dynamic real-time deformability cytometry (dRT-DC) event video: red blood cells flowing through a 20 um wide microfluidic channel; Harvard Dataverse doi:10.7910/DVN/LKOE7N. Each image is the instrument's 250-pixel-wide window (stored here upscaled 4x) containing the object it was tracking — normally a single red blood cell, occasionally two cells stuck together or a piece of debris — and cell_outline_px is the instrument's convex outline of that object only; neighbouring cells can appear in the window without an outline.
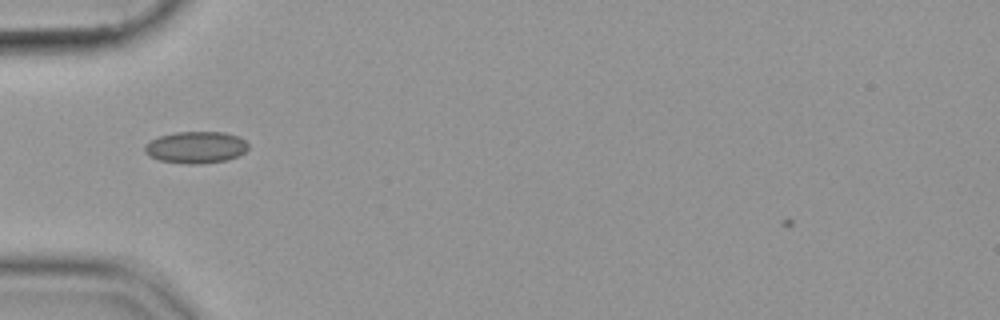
{"species": "common noctule bat (a hibernating species)", "species_latin": "Nyctalus noctula", "temperature_condition": "cold", "stored_images_in_passage": 38, "camera_frame_rate_fps": 3000, "um_per_image_px": 0.085, "animal": {"sex": "female", "body_mass_g": 19.9}, "frame": {"image": 1, "passage_image": 2, "time_ms": 0.333, "image_size_px": [1000, 320], "cell_outline_px": [[248, 148], [244, 152], [228, 160], [200, 164], [184, 164], [160, 160], [148, 156], [144, 152], [144, 144], [160, 136], [176, 132], [224, 132], [236, 136], [244, 140], [248, 144]], "centroid_in_image_um": [16.62, 12.53], "position_along_channel_um": 68.4, "area_um2": 19.19}}
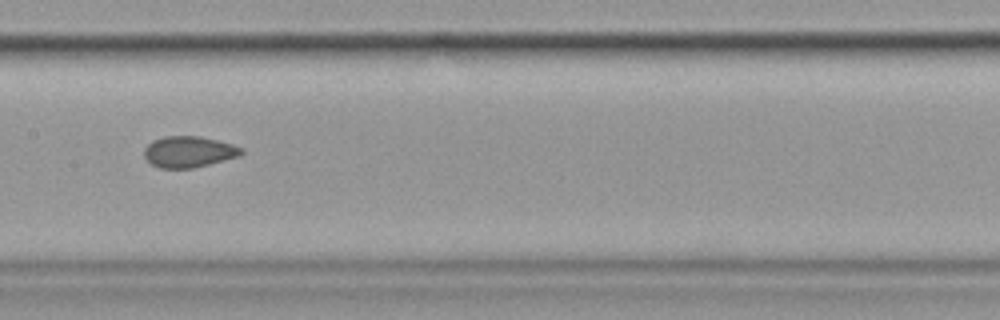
{"frame": {"image": 2, "passage_image": 12, "time_ms": 3.667, "image_size_px": [1000, 320], "cell_outline_px": [[244, 152], [240, 156], [192, 168], [160, 168], [152, 164], [144, 156], [144, 148], [152, 140], [164, 136], [200, 136], [232, 144], [244, 148]], "centroid_in_image_um": [16.05, 12.89], "position_along_channel_um": 191.4, "area_um2": 17.63}}
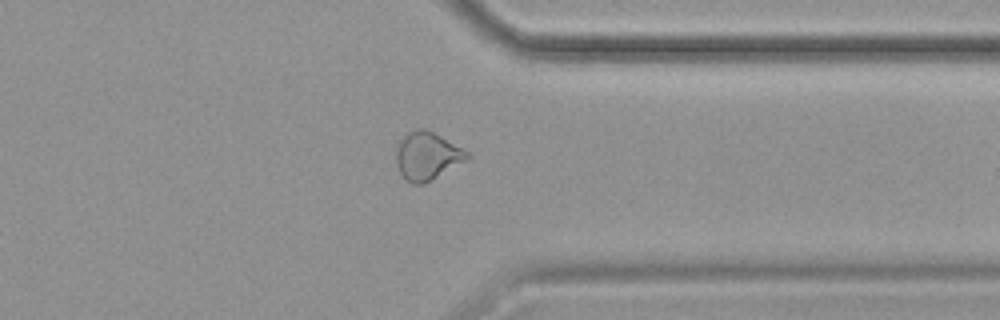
{"frame": {"image": 3, "passage_image": 27, "time_ms": 8.667, "image_size_px": [1000, 320], "cell_outline_px": [[472, 156], [432, 180], [424, 184], [412, 184], [400, 172], [396, 164], [396, 152], [400, 140], [408, 132], [420, 128], [424, 128], [440, 136], [468, 152]], "centroid_in_image_um": [36.29, 13.26], "position_along_channel_um": 375.1, "area_um2": 19.42}}